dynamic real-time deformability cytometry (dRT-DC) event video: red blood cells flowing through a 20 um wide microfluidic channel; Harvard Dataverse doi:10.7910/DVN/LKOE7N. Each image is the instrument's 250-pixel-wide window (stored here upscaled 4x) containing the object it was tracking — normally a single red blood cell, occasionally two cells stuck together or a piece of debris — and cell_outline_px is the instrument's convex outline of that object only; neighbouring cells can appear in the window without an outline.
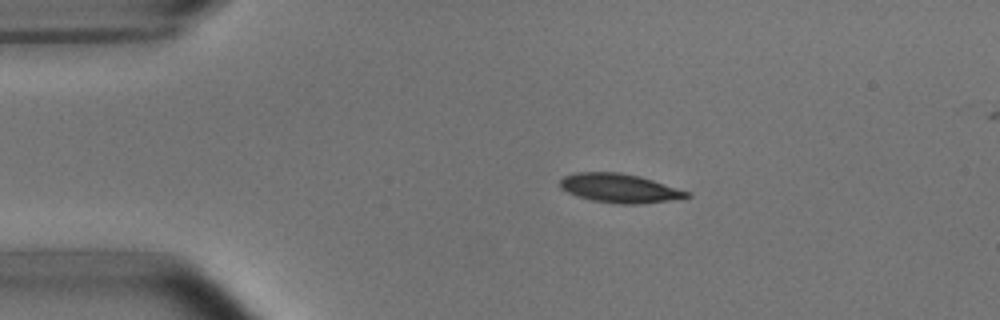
{"species": "common noctule bat (a hibernating species)", "species_latin": "Nyctalus noctula", "temperature_condition": "room temperature", "stored_images_in_passage": 43, "camera_frame_rate_fps": 3000, "um_per_image_px": 0.085, "animal": {"sex": "male", "body_mass_g": 15.6}, "frame": {"image": 1, "passage_image": 1, "time_ms": 0.0, "image_size_px": [1000, 320], "cell_outline_px": [[692, 196], [668, 200], [640, 204], [616, 204], [592, 200], [576, 196], [560, 188], [560, 180], [564, 176], [576, 172], [620, 172], [640, 176], [688, 192]], "centroid_in_image_um": [52.6, 15.99], "position_along_channel_um": 32.4, "area_um2": 21.21}}
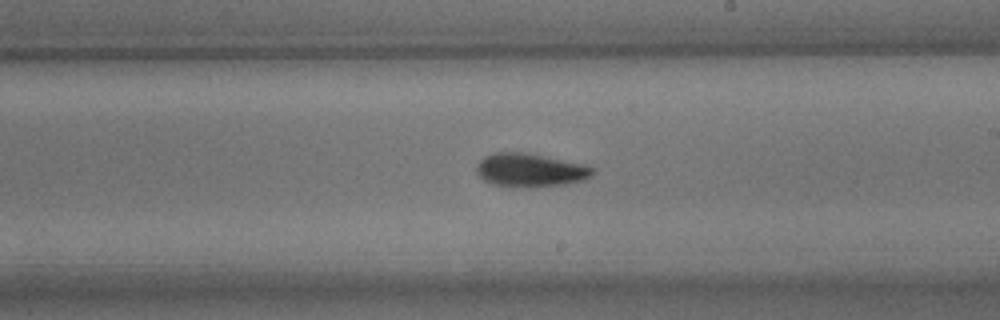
{"frame": {"image": 2, "passage_image": 21, "time_ms": 6.667, "image_size_px": [1000, 320], "cell_outline_px": [[596, 172], [592, 176], [584, 180], [564, 184], [528, 188], [492, 184], [484, 180], [476, 172], [476, 164], [484, 156], [496, 152], [524, 152], [584, 164], [596, 168]], "centroid_in_image_um": [45.09, 14.46], "position_along_channel_um": 243.9, "area_um2": 22.83}}
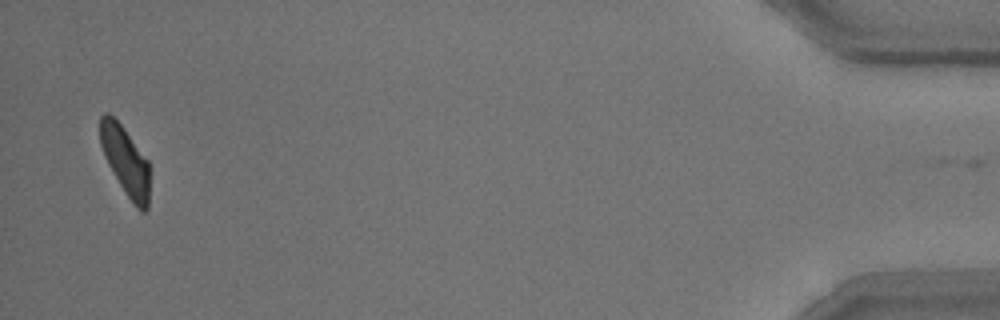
{"frame": {"image": 3, "passage_image": 42, "time_ms": 13.667, "image_size_px": [1000, 320], "cell_outline_px": [[148, 208], [144, 212], [140, 212], [132, 204], [108, 164], [104, 156], [100, 144], [100, 116], [104, 112], [108, 112], [124, 128], [148, 160]], "centroid_in_image_um": [10.65, 13.68], "position_along_channel_um": 424.6, "area_um2": 19.71}, "authors_computed_cell_mechanics": {"area_um2": 21.5016, "velocity_mm_per_s": 3.8002, "shape_relaxation_time_tau1_ms": 3.6201, "shape_relaxation_time_tau2_ms": 2.4875, "deformation_change_tau1": 0.1329, "deformation_change_tau2": 0.0857}}